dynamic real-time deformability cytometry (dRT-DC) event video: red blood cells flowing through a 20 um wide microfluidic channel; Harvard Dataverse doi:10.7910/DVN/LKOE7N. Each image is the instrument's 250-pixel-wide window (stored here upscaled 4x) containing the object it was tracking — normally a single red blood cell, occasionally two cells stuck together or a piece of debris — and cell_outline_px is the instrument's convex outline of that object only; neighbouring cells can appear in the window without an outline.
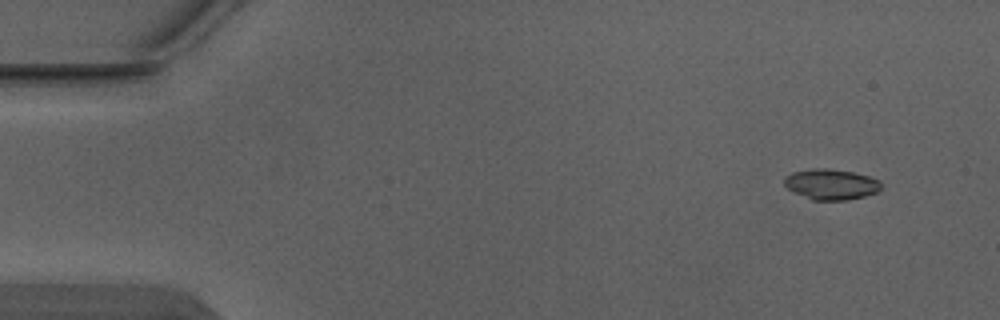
{"species": "Egyptian fruit bat (a non-hibernating species)", "species_latin": "Rousettus aegyptiacus", "temperature_condition": "warm", "stored_images_in_passage": 3, "segment_of_instrument_passage": [2, 2], "camera_frame_rate_fps": 3000, "um_per_image_px": 0.085, "animal": {"sex": "male"}, "frame": {"image": 1, "passage_image": 3, "time_ms": 0.667, "image_size_px": [1000, 320], "cell_outline_px": [[880, 188], [876, 192], [864, 196], [848, 200], [812, 200], [788, 188], [784, 184], [784, 176], [792, 172], [812, 168], [828, 168], [852, 172], [868, 176], [880, 180]], "centroid_in_image_um": [70.62, 15.65], "position_along_channel_um": 14.4, "area_um2": 17.17}}